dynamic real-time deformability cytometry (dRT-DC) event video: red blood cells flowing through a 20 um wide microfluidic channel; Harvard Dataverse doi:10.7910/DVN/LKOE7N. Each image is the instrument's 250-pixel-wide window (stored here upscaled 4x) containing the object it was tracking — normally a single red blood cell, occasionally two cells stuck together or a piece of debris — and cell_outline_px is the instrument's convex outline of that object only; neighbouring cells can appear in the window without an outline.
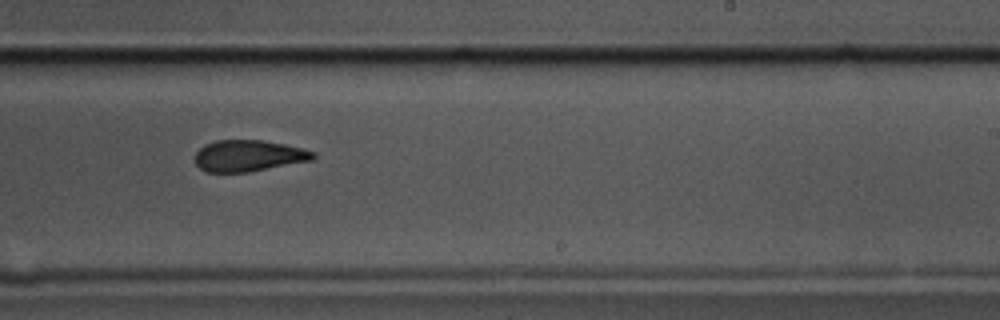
{"species": "common noctule bat (a hibernating species)", "species_latin": "Nyctalus noctula", "temperature_condition": "cold", "stored_images_in_passage": 53, "camera_frame_rate_fps": 3000, "um_per_image_px": 0.085, "animal": {"sex": "male", "body_mass_g": 17.5, "forearm_length_mm": 52.3}, "frame": {"image": 1, "passage_image": 31, "time_ms": 10.0, "image_size_px": [1000, 320], "cell_outline_px": [[316, 156], [312, 160], [248, 172], [208, 172], [200, 168], [196, 164], [196, 152], [204, 144], [216, 140], [264, 140], [284, 144], [316, 152]], "centroid_in_image_um": [21.12, 13.23], "position_along_channel_um": 267.9, "area_um2": 21.5}, "authors_computed_cell_mechanics": {"area_um2": 23.2934, "velocity_mm_per_s": 3.5704, "shape_relaxation_time_tau1_ms": 5.3281, "shape_relaxation_time_tau2_ms": 3.2493, "deformation_change_tau1": 0.158, "deformation_change_tau2": 0.1016}}